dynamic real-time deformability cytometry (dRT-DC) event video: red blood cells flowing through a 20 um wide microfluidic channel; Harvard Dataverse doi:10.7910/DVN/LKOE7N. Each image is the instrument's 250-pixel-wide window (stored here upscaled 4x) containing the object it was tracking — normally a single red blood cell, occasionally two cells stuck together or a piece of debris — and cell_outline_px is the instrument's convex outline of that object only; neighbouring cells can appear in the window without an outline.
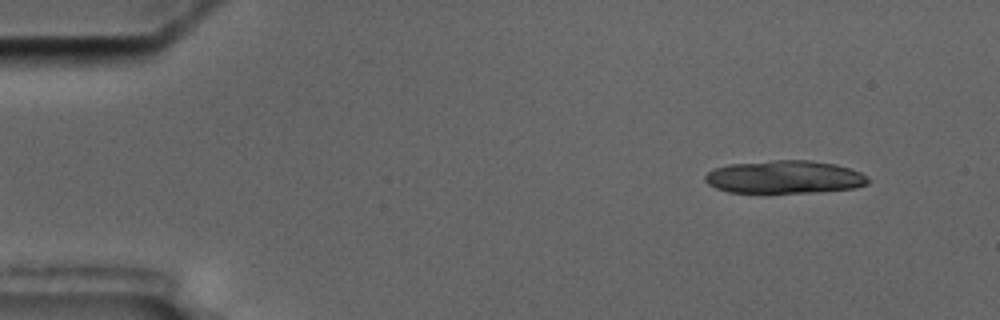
{"species": "common noctule bat (a hibernating species)", "species_latin": "Nyctalus noctula", "temperature_condition": "cold", "stored_images_in_passage": 5, "segment_of_instrument_passage": [1, 2], "camera_frame_rate_fps": 3000, "um_per_image_px": 0.085, "animal": {"sex": "male", "body_mass_g": 17.5, "forearm_length_mm": 52.3}, "frame": {"image": 1, "passage_image": 1, "time_ms": 0.0, "image_size_px": [1000, 320], "cell_outline_px": [[872, 180], [868, 184], [852, 188], [812, 192], [728, 192], [716, 188], [708, 184], [704, 180], [704, 176], [708, 172], [716, 168], [728, 164], [776, 160], [812, 160], [836, 164], [860, 172], [868, 176]], "centroid_in_image_um": [66.7, 15.04], "position_along_channel_um": 18.3, "area_um2": 31.21}}